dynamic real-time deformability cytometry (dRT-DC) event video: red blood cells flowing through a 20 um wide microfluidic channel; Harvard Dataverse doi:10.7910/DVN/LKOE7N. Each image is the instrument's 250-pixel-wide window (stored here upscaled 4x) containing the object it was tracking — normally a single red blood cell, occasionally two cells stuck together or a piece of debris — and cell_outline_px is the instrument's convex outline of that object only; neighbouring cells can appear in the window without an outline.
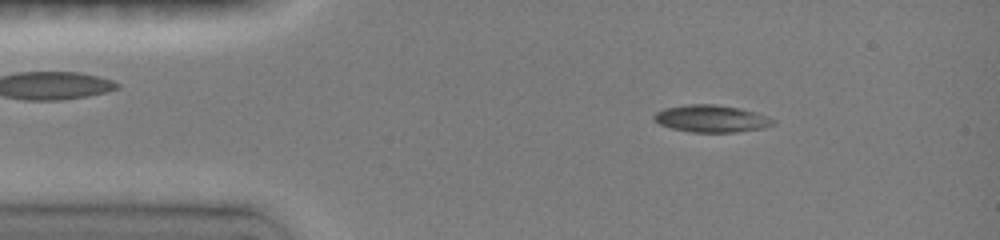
{"species": "common noctule bat (a hibernating species)", "species_latin": "Nyctalus noctula", "temperature_condition": "room temperature", "stored_images_in_passage": 46, "camera_frame_rate_fps": 3000, "um_per_image_px": 0.085, "animal": {"sex": "female", "body_mass_g": 19.0, "forearm_length_mm": 51.5}, "frame": {"image": 1, "passage_image": 6, "time_ms": 1.667, "image_size_px": [1000, 240], "cell_outline_px": [[776, 124], [764, 128], [736, 132], [692, 132], [672, 128], [660, 124], [652, 120], [652, 116], [656, 112], [664, 108], [684, 104], [716, 104], [740, 108], [776, 120]], "centroid_in_image_um": [60.43, 10.08], "position_along_channel_um": 24.6, "area_um2": 18.9}}
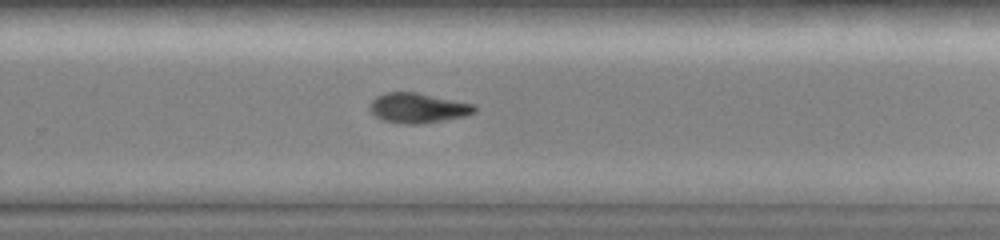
{"frame": {"image": 2, "passage_image": 30, "time_ms": 9.667, "image_size_px": [1000, 240], "cell_outline_px": [[476, 112], [464, 116], [444, 120], [420, 124], [400, 124], [384, 120], [376, 116], [368, 108], [372, 100], [376, 96], [384, 92], [416, 92], [476, 104]], "centroid_in_image_um": [35.52, 9.17], "position_along_channel_um": 294.3, "area_um2": 18.38}}
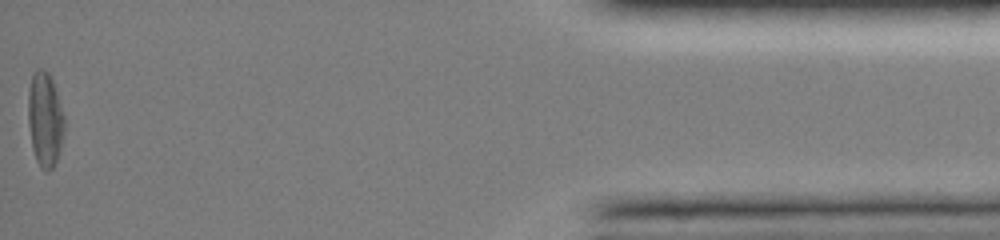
{"frame": {"image": 3, "passage_image": 46, "time_ms": 15.0, "image_size_px": [1000, 240], "cell_outline_px": [[64, 132], [60, 148], [56, 160], [52, 168], [48, 172], [44, 172], [40, 168], [36, 160], [32, 148], [28, 124], [28, 88], [32, 72], [36, 68], [44, 68], [48, 72], [52, 80], [64, 116]], "centroid_in_image_um": [3.8, 10.13], "position_along_channel_um": 431.4, "area_um2": 20.17}, "authors_computed_cell_mechanics": {"area_um2": 18.7561, "velocity_mm_per_s": 4.0437, "shape_relaxation_time_tau1_ms": 3.5811, "shape_relaxation_time_tau2_ms": null, "deformation_change_tau1": 0.1438, "deformation_change_tau2": null}}